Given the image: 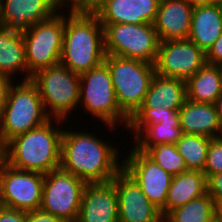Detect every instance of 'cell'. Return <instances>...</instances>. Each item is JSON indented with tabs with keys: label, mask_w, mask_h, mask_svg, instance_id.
<instances>
[{
	"label": "cell",
	"mask_w": 222,
	"mask_h": 222,
	"mask_svg": "<svg viewBox=\"0 0 222 222\" xmlns=\"http://www.w3.org/2000/svg\"><path fill=\"white\" fill-rule=\"evenodd\" d=\"M101 138L86 131L63 130L60 169L87 184L111 181L123 162H119L118 147Z\"/></svg>",
	"instance_id": "cell-1"
},
{
	"label": "cell",
	"mask_w": 222,
	"mask_h": 222,
	"mask_svg": "<svg viewBox=\"0 0 222 222\" xmlns=\"http://www.w3.org/2000/svg\"><path fill=\"white\" fill-rule=\"evenodd\" d=\"M66 122L50 119L44 125L11 139L3 147V161L21 171L47 174L60 168L63 129Z\"/></svg>",
	"instance_id": "cell-2"
},
{
	"label": "cell",
	"mask_w": 222,
	"mask_h": 222,
	"mask_svg": "<svg viewBox=\"0 0 222 222\" xmlns=\"http://www.w3.org/2000/svg\"><path fill=\"white\" fill-rule=\"evenodd\" d=\"M66 11L60 64L81 75L104 62V29L92 11Z\"/></svg>",
	"instance_id": "cell-3"
},
{
	"label": "cell",
	"mask_w": 222,
	"mask_h": 222,
	"mask_svg": "<svg viewBox=\"0 0 222 222\" xmlns=\"http://www.w3.org/2000/svg\"><path fill=\"white\" fill-rule=\"evenodd\" d=\"M51 118L46 114L40 92L31 80L10 86L0 116V144L44 125Z\"/></svg>",
	"instance_id": "cell-4"
},
{
	"label": "cell",
	"mask_w": 222,
	"mask_h": 222,
	"mask_svg": "<svg viewBox=\"0 0 222 222\" xmlns=\"http://www.w3.org/2000/svg\"><path fill=\"white\" fill-rule=\"evenodd\" d=\"M107 65L120 110L130 119L143 105L152 78L154 64L106 54Z\"/></svg>",
	"instance_id": "cell-5"
},
{
	"label": "cell",
	"mask_w": 222,
	"mask_h": 222,
	"mask_svg": "<svg viewBox=\"0 0 222 222\" xmlns=\"http://www.w3.org/2000/svg\"><path fill=\"white\" fill-rule=\"evenodd\" d=\"M79 104L78 108L82 105L87 114L106 124L108 130L116 131L117 123L125 128L128 126L129 118L119 108L111 75L104 62L80 75Z\"/></svg>",
	"instance_id": "cell-6"
},
{
	"label": "cell",
	"mask_w": 222,
	"mask_h": 222,
	"mask_svg": "<svg viewBox=\"0 0 222 222\" xmlns=\"http://www.w3.org/2000/svg\"><path fill=\"white\" fill-rule=\"evenodd\" d=\"M40 92L44 110L51 119L67 120L79 106L80 75L57 64L36 72L30 79Z\"/></svg>",
	"instance_id": "cell-7"
},
{
	"label": "cell",
	"mask_w": 222,
	"mask_h": 222,
	"mask_svg": "<svg viewBox=\"0 0 222 222\" xmlns=\"http://www.w3.org/2000/svg\"><path fill=\"white\" fill-rule=\"evenodd\" d=\"M64 25L65 14L58 11L51 18L30 26L23 34L27 80L36 72L60 63Z\"/></svg>",
	"instance_id": "cell-8"
},
{
	"label": "cell",
	"mask_w": 222,
	"mask_h": 222,
	"mask_svg": "<svg viewBox=\"0 0 222 222\" xmlns=\"http://www.w3.org/2000/svg\"><path fill=\"white\" fill-rule=\"evenodd\" d=\"M105 53L155 63L159 38L153 24H101Z\"/></svg>",
	"instance_id": "cell-9"
},
{
	"label": "cell",
	"mask_w": 222,
	"mask_h": 222,
	"mask_svg": "<svg viewBox=\"0 0 222 222\" xmlns=\"http://www.w3.org/2000/svg\"><path fill=\"white\" fill-rule=\"evenodd\" d=\"M134 131L137 150L145 152L158 144H175L182 136L178 110L139 108L129 119L126 130Z\"/></svg>",
	"instance_id": "cell-10"
},
{
	"label": "cell",
	"mask_w": 222,
	"mask_h": 222,
	"mask_svg": "<svg viewBox=\"0 0 222 222\" xmlns=\"http://www.w3.org/2000/svg\"><path fill=\"white\" fill-rule=\"evenodd\" d=\"M86 185L79 177L60 168L50 171L44 175L40 209L64 222H76Z\"/></svg>",
	"instance_id": "cell-11"
},
{
	"label": "cell",
	"mask_w": 222,
	"mask_h": 222,
	"mask_svg": "<svg viewBox=\"0 0 222 222\" xmlns=\"http://www.w3.org/2000/svg\"><path fill=\"white\" fill-rule=\"evenodd\" d=\"M44 174L21 171L0 161L1 206L30 212L42 204Z\"/></svg>",
	"instance_id": "cell-12"
},
{
	"label": "cell",
	"mask_w": 222,
	"mask_h": 222,
	"mask_svg": "<svg viewBox=\"0 0 222 222\" xmlns=\"http://www.w3.org/2000/svg\"><path fill=\"white\" fill-rule=\"evenodd\" d=\"M206 64V54L189 38L160 41L155 73L187 80Z\"/></svg>",
	"instance_id": "cell-13"
},
{
	"label": "cell",
	"mask_w": 222,
	"mask_h": 222,
	"mask_svg": "<svg viewBox=\"0 0 222 222\" xmlns=\"http://www.w3.org/2000/svg\"><path fill=\"white\" fill-rule=\"evenodd\" d=\"M122 160L123 170L136 181L144 195L160 210L165 206L173 176L134 146Z\"/></svg>",
	"instance_id": "cell-14"
},
{
	"label": "cell",
	"mask_w": 222,
	"mask_h": 222,
	"mask_svg": "<svg viewBox=\"0 0 222 222\" xmlns=\"http://www.w3.org/2000/svg\"><path fill=\"white\" fill-rule=\"evenodd\" d=\"M118 196L119 222H164L161 211L123 169L111 180Z\"/></svg>",
	"instance_id": "cell-15"
},
{
	"label": "cell",
	"mask_w": 222,
	"mask_h": 222,
	"mask_svg": "<svg viewBox=\"0 0 222 222\" xmlns=\"http://www.w3.org/2000/svg\"><path fill=\"white\" fill-rule=\"evenodd\" d=\"M57 11L53 0H0V26L23 35Z\"/></svg>",
	"instance_id": "cell-16"
},
{
	"label": "cell",
	"mask_w": 222,
	"mask_h": 222,
	"mask_svg": "<svg viewBox=\"0 0 222 222\" xmlns=\"http://www.w3.org/2000/svg\"><path fill=\"white\" fill-rule=\"evenodd\" d=\"M160 0H99L92 11L101 24H154Z\"/></svg>",
	"instance_id": "cell-17"
},
{
	"label": "cell",
	"mask_w": 222,
	"mask_h": 222,
	"mask_svg": "<svg viewBox=\"0 0 222 222\" xmlns=\"http://www.w3.org/2000/svg\"><path fill=\"white\" fill-rule=\"evenodd\" d=\"M76 222H119L118 196L112 181L84 187Z\"/></svg>",
	"instance_id": "cell-18"
},
{
	"label": "cell",
	"mask_w": 222,
	"mask_h": 222,
	"mask_svg": "<svg viewBox=\"0 0 222 222\" xmlns=\"http://www.w3.org/2000/svg\"><path fill=\"white\" fill-rule=\"evenodd\" d=\"M194 6V0H160L153 24L159 41L188 38Z\"/></svg>",
	"instance_id": "cell-19"
},
{
	"label": "cell",
	"mask_w": 222,
	"mask_h": 222,
	"mask_svg": "<svg viewBox=\"0 0 222 222\" xmlns=\"http://www.w3.org/2000/svg\"><path fill=\"white\" fill-rule=\"evenodd\" d=\"M178 113L180 127L184 134L202 135L209 138L222 136V125L214 104L186 99Z\"/></svg>",
	"instance_id": "cell-20"
},
{
	"label": "cell",
	"mask_w": 222,
	"mask_h": 222,
	"mask_svg": "<svg viewBox=\"0 0 222 222\" xmlns=\"http://www.w3.org/2000/svg\"><path fill=\"white\" fill-rule=\"evenodd\" d=\"M221 34L220 6L195 3L188 38L206 54Z\"/></svg>",
	"instance_id": "cell-21"
},
{
	"label": "cell",
	"mask_w": 222,
	"mask_h": 222,
	"mask_svg": "<svg viewBox=\"0 0 222 222\" xmlns=\"http://www.w3.org/2000/svg\"><path fill=\"white\" fill-rule=\"evenodd\" d=\"M207 193V179L203 172L187 170L173 176L165 206L160 210L165 218L172 210Z\"/></svg>",
	"instance_id": "cell-22"
},
{
	"label": "cell",
	"mask_w": 222,
	"mask_h": 222,
	"mask_svg": "<svg viewBox=\"0 0 222 222\" xmlns=\"http://www.w3.org/2000/svg\"><path fill=\"white\" fill-rule=\"evenodd\" d=\"M186 99L185 80L155 73L140 108L179 110Z\"/></svg>",
	"instance_id": "cell-23"
},
{
	"label": "cell",
	"mask_w": 222,
	"mask_h": 222,
	"mask_svg": "<svg viewBox=\"0 0 222 222\" xmlns=\"http://www.w3.org/2000/svg\"><path fill=\"white\" fill-rule=\"evenodd\" d=\"M185 83L187 99L214 104L222 93V66L206 63Z\"/></svg>",
	"instance_id": "cell-24"
},
{
	"label": "cell",
	"mask_w": 222,
	"mask_h": 222,
	"mask_svg": "<svg viewBox=\"0 0 222 222\" xmlns=\"http://www.w3.org/2000/svg\"><path fill=\"white\" fill-rule=\"evenodd\" d=\"M22 73V81L27 80V62L23 35L11 32L0 26V74L14 79ZM13 76V77H12Z\"/></svg>",
	"instance_id": "cell-25"
},
{
	"label": "cell",
	"mask_w": 222,
	"mask_h": 222,
	"mask_svg": "<svg viewBox=\"0 0 222 222\" xmlns=\"http://www.w3.org/2000/svg\"><path fill=\"white\" fill-rule=\"evenodd\" d=\"M164 222H216L215 202L206 193L172 210Z\"/></svg>",
	"instance_id": "cell-26"
},
{
	"label": "cell",
	"mask_w": 222,
	"mask_h": 222,
	"mask_svg": "<svg viewBox=\"0 0 222 222\" xmlns=\"http://www.w3.org/2000/svg\"><path fill=\"white\" fill-rule=\"evenodd\" d=\"M211 138L202 135L182 134L175 143L179 154L184 158L188 170L203 172Z\"/></svg>",
	"instance_id": "cell-27"
},
{
	"label": "cell",
	"mask_w": 222,
	"mask_h": 222,
	"mask_svg": "<svg viewBox=\"0 0 222 222\" xmlns=\"http://www.w3.org/2000/svg\"><path fill=\"white\" fill-rule=\"evenodd\" d=\"M144 154L172 176L188 170L175 144H158L147 149Z\"/></svg>",
	"instance_id": "cell-28"
},
{
	"label": "cell",
	"mask_w": 222,
	"mask_h": 222,
	"mask_svg": "<svg viewBox=\"0 0 222 222\" xmlns=\"http://www.w3.org/2000/svg\"><path fill=\"white\" fill-rule=\"evenodd\" d=\"M222 172V136L211 138L208 152L207 161L203 169V173L208 179L211 175Z\"/></svg>",
	"instance_id": "cell-29"
},
{
	"label": "cell",
	"mask_w": 222,
	"mask_h": 222,
	"mask_svg": "<svg viewBox=\"0 0 222 222\" xmlns=\"http://www.w3.org/2000/svg\"><path fill=\"white\" fill-rule=\"evenodd\" d=\"M53 1L57 10L58 9L62 10L61 7L63 9L64 7L65 8L68 7L70 12H80V11H93L96 8V5L99 0H53Z\"/></svg>",
	"instance_id": "cell-30"
},
{
	"label": "cell",
	"mask_w": 222,
	"mask_h": 222,
	"mask_svg": "<svg viewBox=\"0 0 222 222\" xmlns=\"http://www.w3.org/2000/svg\"><path fill=\"white\" fill-rule=\"evenodd\" d=\"M207 193L215 203L222 199V172L207 179Z\"/></svg>",
	"instance_id": "cell-31"
},
{
	"label": "cell",
	"mask_w": 222,
	"mask_h": 222,
	"mask_svg": "<svg viewBox=\"0 0 222 222\" xmlns=\"http://www.w3.org/2000/svg\"><path fill=\"white\" fill-rule=\"evenodd\" d=\"M206 63L222 66V34L206 53Z\"/></svg>",
	"instance_id": "cell-32"
},
{
	"label": "cell",
	"mask_w": 222,
	"mask_h": 222,
	"mask_svg": "<svg viewBox=\"0 0 222 222\" xmlns=\"http://www.w3.org/2000/svg\"><path fill=\"white\" fill-rule=\"evenodd\" d=\"M0 222H26V212L1 206Z\"/></svg>",
	"instance_id": "cell-33"
},
{
	"label": "cell",
	"mask_w": 222,
	"mask_h": 222,
	"mask_svg": "<svg viewBox=\"0 0 222 222\" xmlns=\"http://www.w3.org/2000/svg\"><path fill=\"white\" fill-rule=\"evenodd\" d=\"M26 222H64L61 218L55 217L41 209L26 212Z\"/></svg>",
	"instance_id": "cell-34"
},
{
	"label": "cell",
	"mask_w": 222,
	"mask_h": 222,
	"mask_svg": "<svg viewBox=\"0 0 222 222\" xmlns=\"http://www.w3.org/2000/svg\"><path fill=\"white\" fill-rule=\"evenodd\" d=\"M12 83L15 84L13 79L3 74H0V116L6 104L8 91Z\"/></svg>",
	"instance_id": "cell-35"
},
{
	"label": "cell",
	"mask_w": 222,
	"mask_h": 222,
	"mask_svg": "<svg viewBox=\"0 0 222 222\" xmlns=\"http://www.w3.org/2000/svg\"><path fill=\"white\" fill-rule=\"evenodd\" d=\"M216 112L218 115L219 122L222 125V93L218 96L217 100L214 103Z\"/></svg>",
	"instance_id": "cell-36"
},
{
	"label": "cell",
	"mask_w": 222,
	"mask_h": 222,
	"mask_svg": "<svg viewBox=\"0 0 222 222\" xmlns=\"http://www.w3.org/2000/svg\"><path fill=\"white\" fill-rule=\"evenodd\" d=\"M216 222H222V199L215 203Z\"/></svg>",
	"instance_id": "cell-37"
},
{
	"label": "cell",
	"mask_w": 222,
	"mask_h": 222,
	"mask_svg": "<svg viewBox=\"0 0 222 222\" xmlns=\"http://www.w3.org/2000/svg\"><path fill=\"white\" fill-rule=\"evenodd\" d=\"M195 3L221 6L222 0H194Z\"/></svg>",
	"instance_id": "cell-38"
},
{
	"label": "cell",
	"mask_w": 222,
	"mask_h": 222,
	"mask_svg": "<svg viewBox=\"0 0 222 222\" xmlns=\"http://www.w3.org/2000/svg\"><path fill=\"white\" fill-rule=\"evenodd\" d=\"M0 156H3V147L0 144Z\"/></svg>",
	"instance_id": "cell-39"
}]
</instances>
